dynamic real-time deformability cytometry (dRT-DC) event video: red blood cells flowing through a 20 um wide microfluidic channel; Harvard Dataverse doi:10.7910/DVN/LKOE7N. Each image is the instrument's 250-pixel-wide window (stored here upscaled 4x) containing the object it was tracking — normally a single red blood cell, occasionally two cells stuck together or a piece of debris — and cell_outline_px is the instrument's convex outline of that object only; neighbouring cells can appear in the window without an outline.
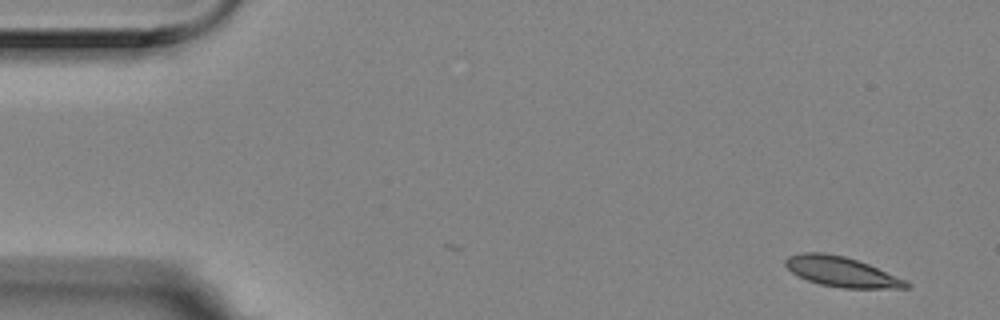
{"species": "Egyptian fruit bat (a non-hibernating species)", "species_latin": "Rousettus aegyptiacus", "temperature_condition": "room temperature", "stored_images_in_passage": 2, "camera_frame_rate_fps": 3000, "um_per_image_px": 0.085, "animal": {"sex": "female"}, "frame": {"image": 1, "passage_image": 2, "time_ms": 0.333, "image_size_px": [1000, 320], "cell_outline_px": [[912, 284], [908, 288], [844, 288], [820, 284], [808, 280], [792, 272], [784, 264], [784, 260], [788, 256], [804, 252], [824, 252], [844, 256], [868, 264], [908, 280]], "centroid_in_image_um": [71.56, 23.1], "position_along_channel_um": 13.4, "area_um2": 21.1}}